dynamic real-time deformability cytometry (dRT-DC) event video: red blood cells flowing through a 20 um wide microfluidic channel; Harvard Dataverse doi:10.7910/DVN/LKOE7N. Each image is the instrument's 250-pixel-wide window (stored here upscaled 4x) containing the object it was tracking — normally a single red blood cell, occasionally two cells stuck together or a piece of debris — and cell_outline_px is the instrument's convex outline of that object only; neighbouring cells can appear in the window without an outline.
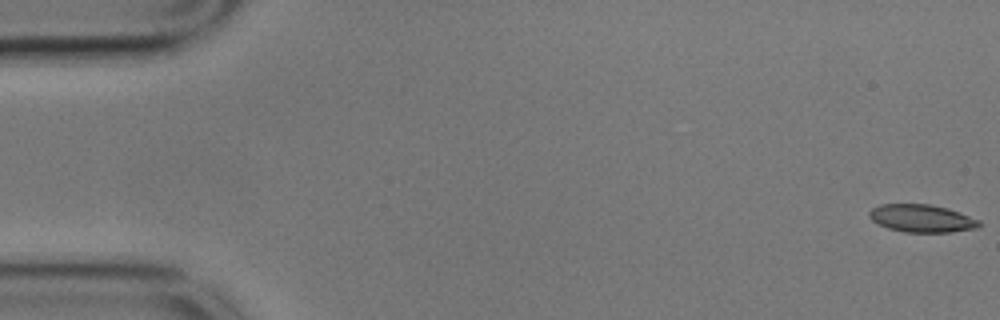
{"species": "common noctule bat (a hibernating species)", "species_latin": "Nyctalus noctula", "temperature_condition": "cold", "stored_images_in_passage": 8, "camera_frame_rate_fps": 3000, "um_per_image_px": 0.085, "animal": {"sex": "male", "body_mass_g": 17.9}, "frame": {"image": 1, "passage_image": 1, "time_ms": 0.0, "image_size_px": [1000, 320], "cell_outline_px": [[984, 224], [976, 228], [952, 232], [904, 232], [888, 228], [872, 220], [868, 216], [868, 212], [872, 208], [880, 204], [928, 204], [948, 208], [960, 212], [980, 220]], "centroid_in_image_um": [78.37, 18.56], "position_along_channel_um": 6.6, "area_um2": 17.86}}